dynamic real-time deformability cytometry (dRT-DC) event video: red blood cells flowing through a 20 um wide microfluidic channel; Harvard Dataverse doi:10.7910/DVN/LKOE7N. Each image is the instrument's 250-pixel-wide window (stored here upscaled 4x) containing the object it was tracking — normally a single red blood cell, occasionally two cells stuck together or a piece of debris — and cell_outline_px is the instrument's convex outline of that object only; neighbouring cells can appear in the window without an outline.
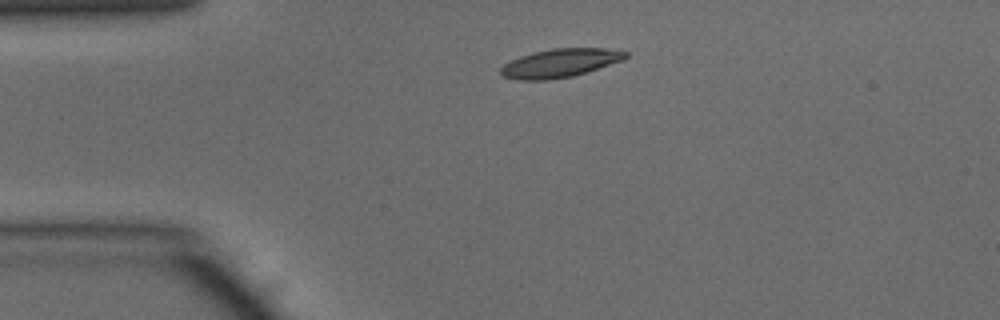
{"species": "common noctule bat (a hibernating species)", "species_latin": "Nyctalus noctula", "temperature_condition": "warm", "stored_images_in_passage": 17, "camera_frame_rate_fps": 3000, "um_per_image_px": 0.085, "animal": {"sex": "male", "body_mass_g": 15.6}, "frame": {"image": 1, "passage_image": 1, "time_ms": 0.0, "image_size_px": [1000, 320], "cell_outline_px": [[628, 56], [624, 60], [572, 76], [548, 80], [516, 80], [504, 76], [500, 72], [500, 68], [504, 64], [520, 56], [532, 52], [552, 48], [604, 48], [628, 52]], "centroid_in_image_um": [47.59, 5.35], "position_along_channel_um": 37.4, "area_um2": 20.69}}